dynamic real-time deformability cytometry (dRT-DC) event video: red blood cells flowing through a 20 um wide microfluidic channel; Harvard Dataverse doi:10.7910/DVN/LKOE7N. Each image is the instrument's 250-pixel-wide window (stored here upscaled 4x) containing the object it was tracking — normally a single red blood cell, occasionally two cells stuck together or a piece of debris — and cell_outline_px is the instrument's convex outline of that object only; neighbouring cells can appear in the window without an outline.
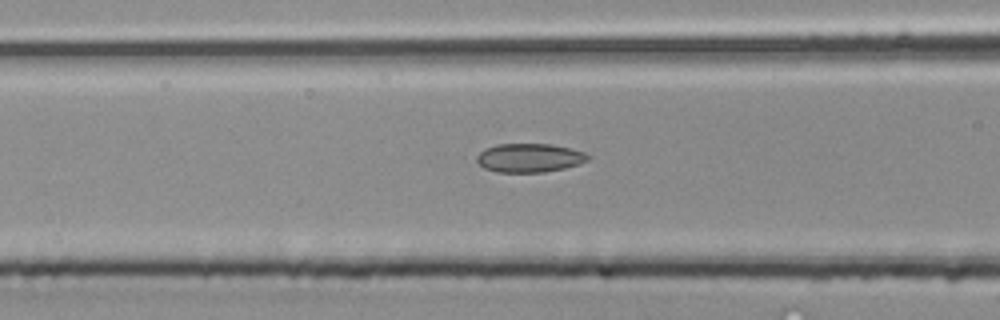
{"species": "common noctule bat (a hibernating species)", "species_latin": "Nyctalus noctula", "temperature_condition": "room temperature", "stored_images_in_passage": 5, "camera_frame_rate_fps": 3000, "um_per_image_px": 0.085, "animal": {"sex": "male", "body_mass_g": 20.4}, "frame": {"image": 1, "passage_image": 5, "time_ms": 1.333, "image_size_px": [1000, 320], "cell_outline_px": [[592, 156], [588, 160], [580, 164], [564, 168], [544, 172], [496, 172], [484, 168], [476, 160], [476, 156], [484, 148], [496, 144], [552, 144], [572, 148], [584, 152]], "centroid_in_image_um": [45.02, 13.41], "position_along_channel_um": 121.6, "area_um2": 18.84}}